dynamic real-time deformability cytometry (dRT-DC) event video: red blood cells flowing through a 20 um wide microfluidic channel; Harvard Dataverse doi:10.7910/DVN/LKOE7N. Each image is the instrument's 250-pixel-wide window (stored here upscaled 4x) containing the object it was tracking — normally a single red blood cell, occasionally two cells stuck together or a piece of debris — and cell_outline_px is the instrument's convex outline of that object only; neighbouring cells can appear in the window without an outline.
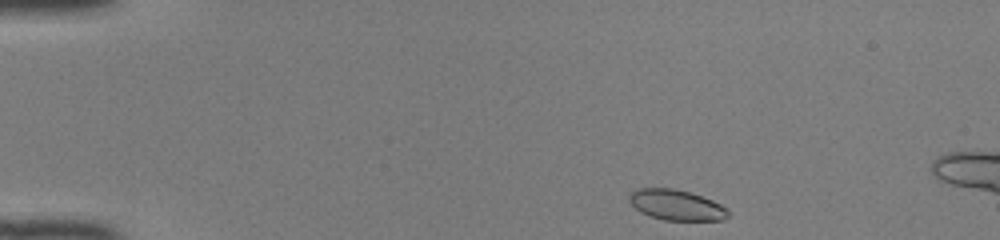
{"species": "common noctule bat (a hibernating species)", "species_latin": "Nyctalus noctula", "temperature_condition": "room temperature", "stored_images_in_passage": 9, "camera_frame_rate_fps": 3000, "um_per_image_px": 0.085, "animal": {"sex": "female", "body_mass_g": 22.0, "forearm_length_mm": 56.7}, "frame": {"image": 1, "passage_image": 1, "time_ms": 0.0, "image_size_px": [1000, 240], "cell_outline_px": [[732, 212], [724, 220], [664, 220], [640, 212], [628, 200], [628, 196], [636, 188], [672, 188], [688, 192], [712, 200], [728, 208]], "centroid_in_image_um": [57.51, 17.42], "position_along_channel_um": 27.5, "area_um2": 17.57}}